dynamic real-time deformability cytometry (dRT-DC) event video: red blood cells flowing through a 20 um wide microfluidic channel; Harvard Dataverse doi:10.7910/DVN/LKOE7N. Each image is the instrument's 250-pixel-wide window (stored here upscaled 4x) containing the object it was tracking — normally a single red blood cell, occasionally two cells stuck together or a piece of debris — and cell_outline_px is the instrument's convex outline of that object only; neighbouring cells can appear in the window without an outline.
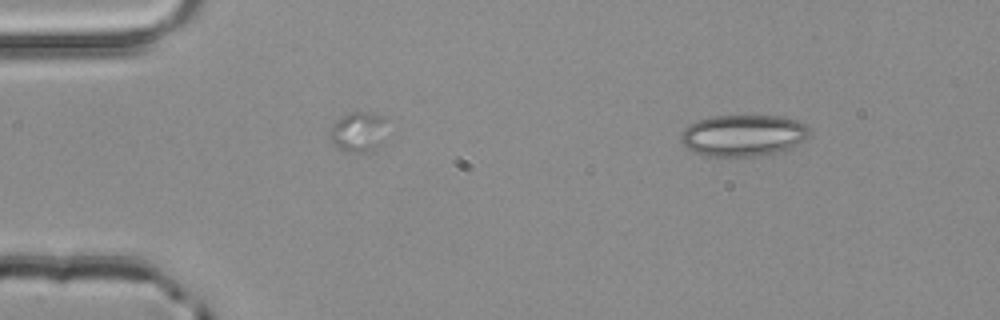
{"species": "common noctule bat (a hibernating species)", "species_latin": "Nyctalus noctula", "temperature_condition": "room temperature", "stored_images_in_passage": 3, "camera_frame_rate_fps": 3000, "um_per_image_px": 0.085, "animal": {"sex": "male", "body_mass_g": 20.4}, "frame": {"image": 1, "passage_image": 1, "time_ms": 0.0, "image_size_px": [1000, 320], "cell_outline_px": [[808, 136], [804, 140], [792, 148], [760, 156], [704, 156], [692, 152], [680, 140], [680, 132], [688, 124], [712, 116], [784, 116], [796, 120], [804, 124], [808, 128]], "centroid_in_image_um": [63.15, 11.51], "position_along_channel_um": 21.9, "area_um2": 31.27}}